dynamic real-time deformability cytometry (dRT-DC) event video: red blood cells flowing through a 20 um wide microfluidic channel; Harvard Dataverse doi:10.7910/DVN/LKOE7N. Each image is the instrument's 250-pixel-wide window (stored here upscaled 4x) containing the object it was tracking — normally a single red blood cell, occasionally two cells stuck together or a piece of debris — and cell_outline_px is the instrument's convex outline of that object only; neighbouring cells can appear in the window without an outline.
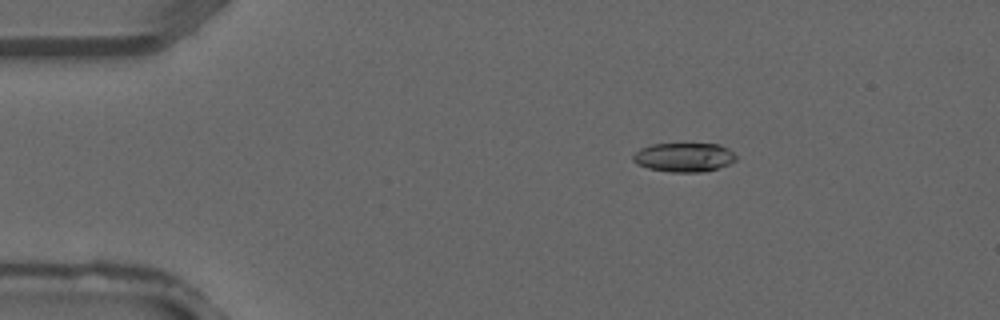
{"species": "common noctule bat (a hibernating species)", "species_latin": "Nyctalus noctula", "temperature_condition": "warm", "stored_images_in_passage": 4, "camera_frame_rate_fps": 3000, "um_per_image_px": 0.085, "animal": {"sex": "male", "forearm_length_mm": 52.5}, "frame": {"image": 1, "passage_image": 4, "time_ms": 1.0, "image_size_px": [1000, 320], "cell_outline_px": [[736, 160], [728, 164], [704, 172], [672, 172], [648, 168], [636, 164], [632, 160], [632, 156], [640, 148], [652, 144], [720, 144], [728, 148], [736, 156]], "centroid_in_image_um": [58.12, 13.37], "position_along_channel_um": 26.9, "area_um2": 17.4}}